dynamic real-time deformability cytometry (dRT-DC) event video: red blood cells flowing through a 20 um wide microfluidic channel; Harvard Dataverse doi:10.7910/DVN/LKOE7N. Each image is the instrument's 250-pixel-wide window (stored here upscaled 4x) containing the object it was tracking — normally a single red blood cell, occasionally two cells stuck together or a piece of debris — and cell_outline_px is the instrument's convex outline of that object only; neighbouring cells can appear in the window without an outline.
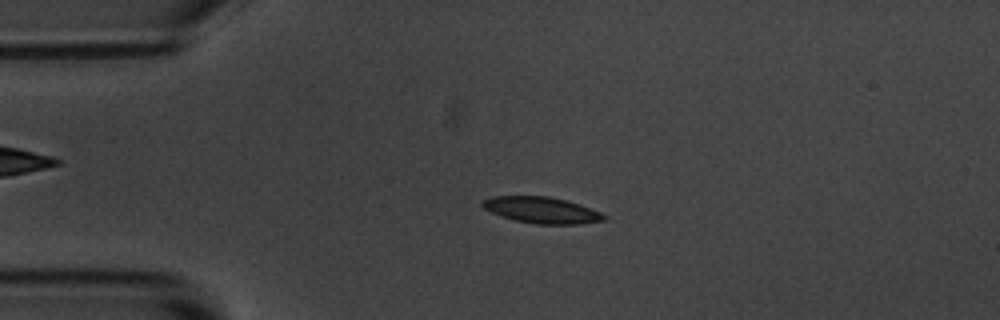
{"species": "common noctule bat (a hibernating species)", "species_latin": "Nyctalus noctula", "temperature_condition": "room temperature", "stored_images_in_passage": 55, "camera_frame_rate_fps": 3000, "um_per_image_px": 0.085, "animal": {"sex": "male", "body_mass_g": 20.1, "forearm_length_mm": 53.5}, "frame": {"image": 1, "passage_image": 12, "time_ms": 3.667, "image_size_px": [1000, 320], "cell_outline_px": [[608, 216], [604, 220], [576, 224], [536, 224], [512, 220], [500, 216], [484, 208], [480, 204], [480, 200], [492, 196], [548, 196], [580, 204], [600, 212]], "centroid_in_image_um": [45.99, 17.85], "position_along_channel_um": 39.0, "area_um2": 18.67}}
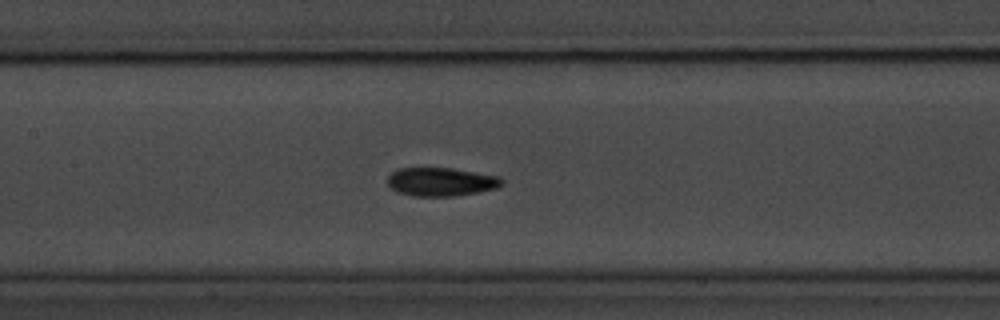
{"frame": {"image": 2, "passage_image": 25, "time_ms": 8.0, "image_size_px": [1000, 320], "cell_outline_px": [[504, 184], [496, 188], [480, 192], [452, 196], [412, 196], [396, 192], [388, 184], [388, 176], [396, 168], [452, 168], [500, 176], [504, 180]], "centroid_in_image_um": [37.5, 15.45], "position_along_channel_um": 169.9, "area_um2": 19.19}}
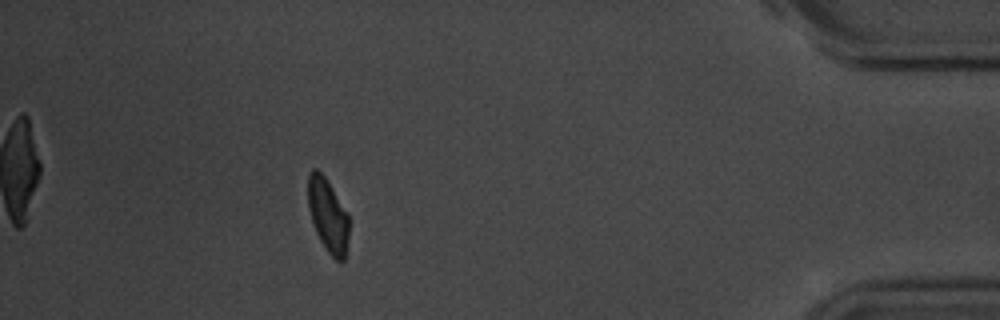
{"frame": {"image": 3, "passage_image": 49, "time_ms": 16.0, "image_size_px": [1000, 320], "cell_outline_px": [[348, 236], [344, 260], [336, 260], [328, 252], [320, 240], [316, 232], [308, 208], [308, 172], [312, 168], [316, 168], [324, 176], [348, 212]], "centroid_in_image_um": [27.86, 18.27], "position_along_channel_um": 407.3, "area_um2": 17.4}, "authors_computed_cell_mechanics": {"area_um2": 18.496, "velocity_mm_per_s": 3.6255, "shape_relaxation_time_tau1_ms": 3.244, "shape_relaxation_time_tau2_ms": 3.1264, "deformation_change_tau1": 0.1232, "deformation_change_tau2": 0.0848}}